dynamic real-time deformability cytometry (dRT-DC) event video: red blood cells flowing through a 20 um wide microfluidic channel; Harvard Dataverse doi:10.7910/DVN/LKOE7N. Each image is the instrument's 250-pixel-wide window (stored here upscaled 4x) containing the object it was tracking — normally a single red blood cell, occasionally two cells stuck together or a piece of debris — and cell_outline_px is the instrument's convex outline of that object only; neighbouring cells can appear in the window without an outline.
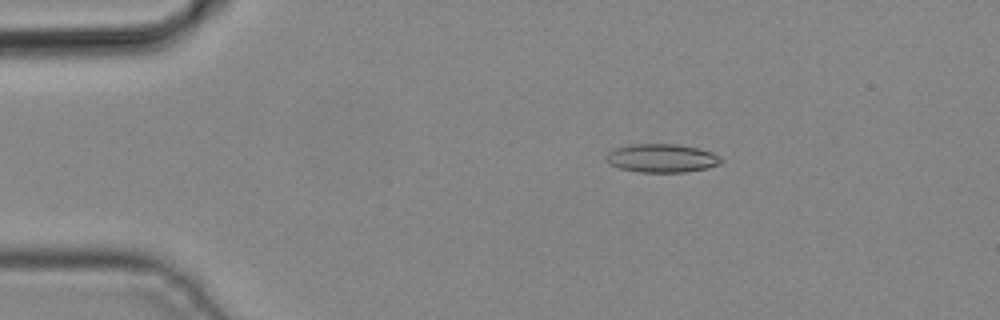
{"species": "common noctule bat (a hibernating species)", "species_latin": "Nyctalus noctula", "temperature_condition": "cold", "stored_images_in_passage": 3, "camera_frame_rate_fps": 3000, "um_per_image_px": 0.085, "animal": {"sex": "male", "body_mass_g": 19.2, "forearm_length_mm": 51.8}, "frame": {"image": 1, "passage_image": 1, "time_ms": 0.0, "image_size_px": [1000, 320], "cell_outline_px": [[724, 160], [720, 164], [708, 168], [684, 172], [640, 172], [620, 168], [608, 164], [604, 160], [604, 156], [608, 152], [616, 148], [632, 144], [676, 144], [696, 148], [712, 152], [720, 156]], "centroid_in_image_um": [56.24, 13.45], "position_along_channel_um": 28.8, "area_um2": 19.19}}